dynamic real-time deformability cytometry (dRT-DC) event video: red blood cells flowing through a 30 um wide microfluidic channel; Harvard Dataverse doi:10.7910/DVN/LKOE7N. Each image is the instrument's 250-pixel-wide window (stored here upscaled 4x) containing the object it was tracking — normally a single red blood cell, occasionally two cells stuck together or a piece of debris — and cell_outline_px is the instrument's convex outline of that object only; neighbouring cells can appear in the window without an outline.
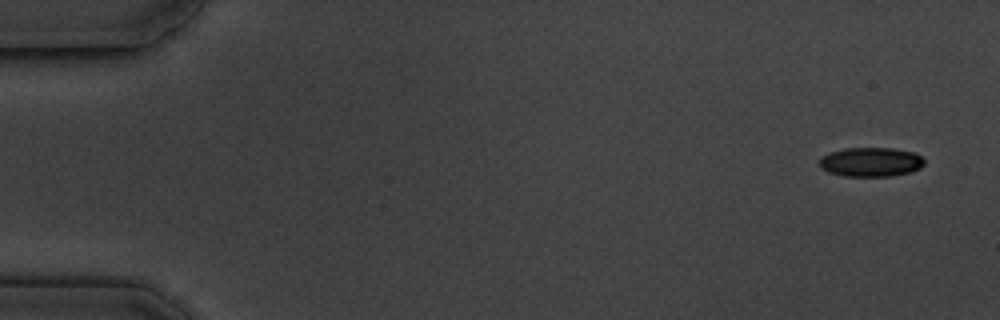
{"species": "common noctule bat (a hibernating species)", "species_latin": "Nyctalus noctula", "temperature_condition": "cold", "stored_images_in_passage": 6, "camera_frame_rate_fps": 3000, "um_per_image_px": 0.085, "animal": {"sex": "male", "body_mass_g": 19.5, "forearm_length_mm": 54.6}, "frame": {"image": 1, "passage_image": 1, "time_ms": 0.0, "image_size_px": [1000, 320], "cell_outline_px": [[924, 164], [920, 168], [912, 172], [892, 176], [844, 176], [828, 172], [820, 168], [820, 160], [828, 152], [844, 148], [892, 148], [916, 152], [924, 160]], "centroid_in_image_um": [74.04, 13.77], "position_along_channel_um": 11.0, "area_um2": 18.03}}
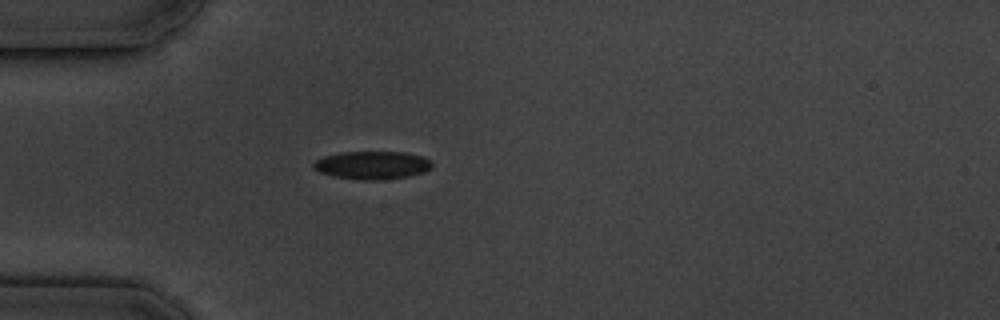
{"frame": {"image": 2, "passage_image": 5, "time_ms": 4.667, "image_size_px": [1000, 320], "cell_outline_px": [[432, 168], [424, 172], [408, 176], [376, 180], [364, 180], [332, 176], [320, 172], [312, 168], [312, 164], [316, 160], [324, 156], [340, 152], [404, 152], [424, 156], [432, 160]], "centroid_in_image_um": [31.65, 14.03], "position_along_channel_um": 53.3, "area_um2": 19.48}}